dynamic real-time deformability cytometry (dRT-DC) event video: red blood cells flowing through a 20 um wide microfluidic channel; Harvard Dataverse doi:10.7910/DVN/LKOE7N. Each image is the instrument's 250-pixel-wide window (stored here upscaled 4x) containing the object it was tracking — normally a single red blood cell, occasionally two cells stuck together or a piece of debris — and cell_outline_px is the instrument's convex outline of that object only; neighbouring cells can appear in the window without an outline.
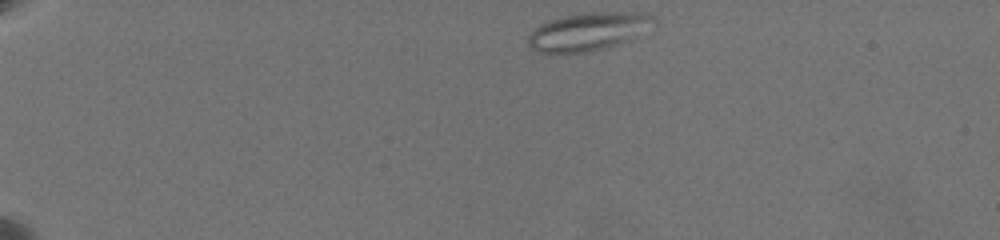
{"species": "common noctule bat (a hibernating species)", "species_latin": "Nyctalus noctula", "temperature_condition": "warm", "stored_images_in_passage": 14, "camera_frame_rate_fps": 3000, "um_per_image_px": 0.085, "animal": {"sex": "female", "body_mass_g": 19.5, "forearm_length_mm": 54.1}, "frame": {"image": 1, "passage_image": 1, "time_ms": 0.0, "image_size_px": [1000, 240], "cell_outline_px": [[656, 28], [628, 40], [604, 48], [584, 52], [536, 52], [528, 44], [528, 36], [540, 24], [564, 16], [592, 12], [640, 12], [652, 16], [656, 20]], "centroid_in_image_um": [50.09, 2.67], "position_along_channel_um": 34.9, "area_um2": 27.74}}
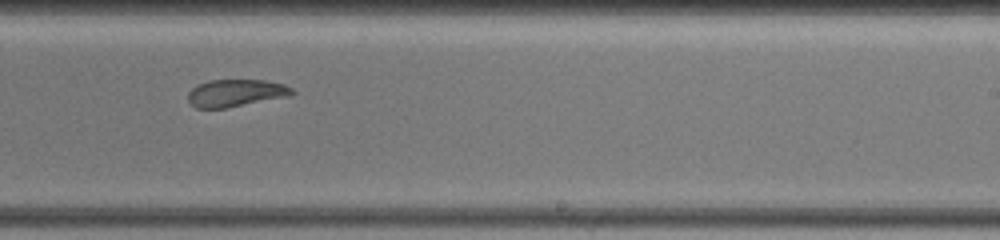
{"frame": {"image": 2, "passage_image": 9, "time_ms": 9.333, "image_size_px": [1000, 240], "cell_outline_px": [[296, 92], [292, 96], [228, 108], [196, 108], [188, 100], [188, 92], [196, 84], [208, 80], [264, 80], [284, 84], [292, 88]], "centroid_in_image_um": [20.07, 7.91], "position_along_channel_um": 268.9, "area_um2": 16.88}}
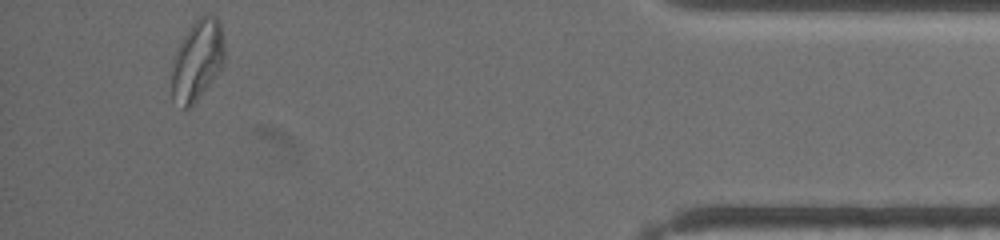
{"frame": {"image": 3, "passage_image": 14, "time_ms": 15.0, "image_size_px": [1000, 240], "cell_outline_px": [[224, 60], [216, 76], [196, 100], [188, 108], [184, 108], [172, 100], [172, 60], [176, 48], [192, 24], [200, 16], [208, 12], [216, 16], [220, 24], [224, 44]], "centroid_in_image_um": [16.76, 5.09], "position_along_channel_um": 418.4, "area_um2": 24.74}, "authors_computed_cell_mechanics": {"area_um2": 21.2126, "velocity_mm_per_s": 3.5019, "shape_relaxation_time_tau1_ms": null, "shape_relaxation_time_tau2_ms": 4.0931, "deformation_change_tau1": null, "deformation_change_tau2": 0.0975}}